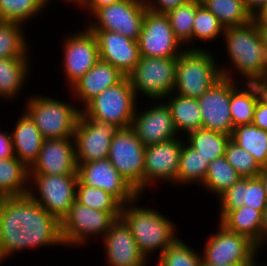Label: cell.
<instances>
[{
    "instance_id": "1",
    "label": "cell",
    "mask_w": 267,
    "mask_h": 266,
    "mask_svg": "<svg viewBox=\"0 0 267 266\" xmlns=\"http://www.w3.org/2000/svg\"><path fill=\"white\" fill-rule=\"evenodd\" d=\"M65 246L61 221L28 194L0 197V263L15 253Z\"/></svg>"
},
{
    "instance_id": "2",
    "label": "cell",
    "mask_w": 267,
    "mask_h": 266,
    "mask_svg": "<svg viewBox=\"0 0 267 266\" xmlns=\"http://www.w3.org/2000/svg\"><path fill=\"white\" fill-rule=\"evenodd\" d=\"M228 57L227 65L219 66L221 76L239 83H258L267 69V57L259 24L253 19L241 26L225 27L222 35ZM230 63V66H229ZM234 71H237V73ZM246 81H245V80ZM244 80V81H243Z\"/></svg>"
},
{
    "instance_id": "3",
    "label": "cell",
    "mask_w": 267,
    "mask_h": 266,
    "mask_svg": "<svg viewBox=\"0 0 267 266\" xmlns=\"http://www.w3.org/2000/svg\"><path fill=\"white\" fill-rule=\"evenodd\" d=\"M141 198L140 195L123 205L121 218L130 227L140 252L149 261L153 253L158 251L160 256L178 238L176 232L179 230L170 218L157 209L139 205Z\"/></svg>"
},
{
    "instance_id": "4",
    "label": "cell",
    "mask_w": 267,
    "mask_h": 266,
    "mask_svg": "<svg viewBox=\"0 0 267 266\" xmlns=\"http://www.w3.org/2000/svg\"><path fill=\"white\" fill-rule=\"evenodd\" d=\"M212 50L185 49L177 58L174 93L198 99L222 76Z\"/></svg>"
},
{
    "instance_id": "5",
    "label": "cell",
    "mask_w": 267,
    "mask_h": 266,
    "mask_svg": "<svg viewBox=\"0 0 267 266\" xmlns=\"http://www.w3.org/2000/svg\"><path fill=\"white\" fill-rule=\"evenodd\" d=\"M26 99L23 111L30 116L44 139L73 137L81 113L80 105L41 94Z\"/></svg>"
},
{
    "instance_id": "6",
    "label": "cell",
    "mask_w": 267,
    "mask_h": 266,
    "mask_svg": "<svg viewBox=\"0 0 267 266\" xmlns=\"http://www.w3.org/2000/svg\"><path fill=\"white\" fill-rule=\"evenodd\" d=\"M138 103L130 81L125 76L119 83L106 88L91 99L81 108V114L123 129L131 127Z\"/></svg>"
},
{
    "instance_id": "7",
    "label": "cell",
    "mask_w": 267,
    "mask_h": 266,
    "mask_svg": "<svg viewBox=\"0 0 267 266\" xmlns=\"http://www.w3.org/2000/svg\"><path fill=\"white\" fill-rule=\"evenodd\" d=\"M218 230L207 237L202 261L206 264L258 266V249L247 236L229 231L218 221ZM257 256V257H256Z\"/></svg>"
},
{
    "instance_id": "8",
    "label": "cell",
    "mask_w": 267,
    "mask_h": 266,
    "mask_svg": "<svg viewBox=\"0 0 267 266\" xmlns=\"http://www.w3.org/2000/svg\"><path fill=\"white\" fill-rule=\"evenodd\" d=\"M177 58L141 57L127 75L138 99L163 100L174 91Z\"/></svg>"
},
{
    "instance_id": "9",
    "label": "cell",
    "mask_w": 267,
    "mask_h": 266,
    "mask_svg": "<svg viewBox=\"0 0 267 266\" xmlns=\"http://www.w3.org/2000/svg\"><path fill=\"white\" fill-rule=\"evenodd\" d=\"M77 175L29 174L28 195L60 221L76 201Z\"/></svg>"
},
{
    "instance_id": "10",
    "label": "cell",
    "mask_w": 267,
    "mask_h": 266,
    "mask_svg": "<svg viewBox=\"0 0 267 266\" xmlns=\"http://www.w3.org/2000/svg\"><path fill=\"white\" fill-rule=\"evenodd\" d=\"M120 217L121 213L94 210L75 201L61 221V235L65 247L86 246L95 236L103 238Z\"/></svg>"
},
{
    "instance_id": "11",
    "label": "cell",
    "mask_w": 267,
    "mask_h": 266,
    "mask_svg": "<svg viewBox=\"0 0 267 266\" xmlns=\"http://www.w3.org/2000/svg\"><path fill=\"white\" fill-rule=\"evenodd\" d=\"M146 146L131 128L119 129L111 139L108 159L142 196L144 194V157Z\"/></svg>"
},
{
    "instance_id": "12",
    "label": "cell",
    "mask_w": 267,
    "mask_h": 266,
    "mask_svg": "<svg viewBox=\"0 0 267 266\" xmlns=\"http://www.w3.org/2000/svg\"><path fill=\"white\" fill-rule=\"evenodd\" d=\"M147 11L144 0H120L96 10L86 24L89 30L117 32L137 41ZM94 21V22H93Z\"/></svg>"
},
{
    "instance_id": "13",
    "label": "cell",
    "mask_w": 267,
    "mask_h": 266,
    "mask_svg": "<svg viewBox=\"0 0 267 266\" xmlns=\"http://www.w3.org/2000/svg\"><path fill=\"white\" fill-rule=\"evenodd\" d=\"M79 31V33H78ZM76 33L64 36L61 53L62 69L65 73L66 84L70 88L99 60L98 42L95 34L86 26Z\"/></svg>"
},
{
    "instance_id": "14",
    "label": "cell",
    "mask_w": 267,
    "mask_h": 266,
    "mask_svg": "<svg viewBox=\"0 0 267 266\" xmlns=\"http://www.w3.org/2000/svg\"><path fill=\"white\" fill-rule=\"evenodd\" d=\"M137 42L141 57L178 58L186 49L175 37L167 16L148 9Z\"/></svg>"
},
{
    "instance_id": "15",
    "label": "cell",
    "mask_w": 267,
    "mask_h": 266,
    "mask_svg": "<svg viewBox=\"0 0 267 266\" xmlns=\"http://www.w3.org/2000/svg\"><path fill=\"white\" fill-rule=\"evenodd\" d=\"M119 129L112 123L86 118L80 113L73 135L77 163L108 158L111 139Z\"/></svg>"
},
{
    "instance_id": "16",
    "label": "cell",
    "mask_w": 267,
    "mask_h": 266,
    "mask_svg": "<svg viewBox=\"0 0 267 266\" xmlns=\"http://www.w3.org/2000/svg\"><path fill=\"white\" fill-rule=\"evenodd\" d=\"M176 137L158 144L148 145L144 157V191L157 182L175 185L183 143ZM147 188V190H146Z\"/></svg>"
},
{
    "instance_id": "17",
    "label": "cell",
    "mask_w": 267,
    "mask_h": 266,
    "mask_svg": "<svg viewBox=\"0 0 267 266\" xmlns=\"http://www.w3.org/2000/svg\"><path fill=\"white\" fill-rule=\"evenodd\" d=\"M77 164L78 180L83 185L104 190L122 205L130 203L140 196L120 175L108 158Z\"/></svg>"
},
{
    "instance_id": "18",
    "label": "cell",
    "mask_w": 267,
    "mask_h": 266,
    "mask_svg": "<svg viewBox=\"0 0 267 266\" xmlns=\"http://www.w3.org/2000/svg\"><path fill=\"white\" fill-rule=\"evenodd\" d=\"M238 83L239 81L222 76L197 99L202 116V128L232 135L230 98L231 90Z\"/></svg>"
},
{
    "instance_id": "19",
    "label": "cell",
    "mask_w": 267,
    "mask_h": 266,
    "mask_svg": "<svg viewBox=\"0 0 267 266\" xmlns=\"http://www.w3.org/2000/svg\"><path fill=\"white\" fill-rule=\"evenodd\" d=\"M153 102L142 111H138L137 105L131 124L136 136L145 146L180 136L167 103L164 100H153Z\"/></svg>"
},
{
    "instance_id": "20",
    "label": "cell",
    "mask_w": 267,
    "mask_h": 266,
    "mask_svg": "<svg viewBox=\"0 0 267 266\" xmlns=\"http://www.w3.org/2000/svg\"><path fill=\"white\" fill-rule=\"evenodd\" d=\"M77 166L73 137L44 139L29 174L77 175Z\"/></svg>"
},
{
    "instance_id": "21",
    "label": "cell",
    "mask_w": 267,
    "mask_h": 266,
    "mask_svg": "<svg viewBox=\"0 0 267 266\" xmlns=\"http://www.w3.org/2000/svg\"><path fill=\"white\" fill-rule=\"evenodd\" d=\"M100 240L106 253L107 266H147L149 263L140 252L130 227L121 217Z\"/></svg>"
},
{
    "instance_id": "22",
    "label": "cell",
    "mask_w": 267,
    "mask_h": 266,
    "mask_svg": "<svg viewBox=\"0 0 267 266\" xmlns=\"http://www.w3.org/2000/svg\"><path fill=\"white\" fill-rule=\"evenodd\" d=\"M90 31L98 42L99 59L113 65L125 76L136 67L141 58L137 41L117 32Z\"/></svg>"
},
{
    "instance_id": "23",
    "label": "cell",
    "mask_w": 267,
    "mask_h": 266,
    "mask_svg": "<svg viewBox=\"0 0 267 266\" xmlns=\"http://www.w3.org/2000/svg\"><path fill=\"white\" fill-rule=\"evenodd\" d=\"M217 199L220 206L218 220L229 210L241 208L243 205L259 210L262 213L267 208L265 190L259 177H241Z\"/></svg>"
},
{
    "instance_id": "24",
    "label": "cell",
    "mask_w": 267,
    "mask_h": 266,
    "mask_svg": "<svg viewBox=\"0 0 267 266\" xmlns=\"http://www.w3.org/2000/svg\"><path fill=\"white\" fill-rule=\"evenodd\" d=\"M125 77L116 67L99 59L70 88L74 101L82 103V108L95 96L99 95L108 87L114 86ZM77 98V99H76ZM76 99V100H75Z\"/></svg>"
},
{
    "instance_id": "25",
    "label": "cell",
    "mask_w": 267,
    "mask_h": 266,
    "mask_svg": "<svg viewBox=\"0 0 267 266\" xmlns=\"http://www.w3.org/2000/svg\"><path fill=\"white\" fill-rule=\"evenodd\" d=\"M23 112L12 128L11 142L14 156L29 168L38 158L44 138L30 116Z\"/></svg>"
},
{
    "instance_id": "26",
    "label": "cell",
    "mask_w": 267,
    "mask_h": 266,
    "mask_svg": "<svg viewBox=\"0 0 267 266\" xmlns=\"http://www.w3.org/2000/svg\"><path fill=\"white\" fill-rule=\"evenodd\" d=\"M31 57L0 59V99L12 100L19 97L22 87L28 84Z\"/></svg>"
},
{
    "instance_id": "27",
    "label": "cell",
    "mask_w": 267,
    "mask_h": 266,
    "mask_svg": "<svg viewBox=\"0 0 267 266\" xmlns=\"http://www.w3.org/2000/svg\"><path fill=\"white\" fill-rule=\"evenodd\" d=\"M261 95L258 83H238L231 90L230 115L233 128L252 124L255 107Z\"/></svg>"
},
{
    "instance_id": "28",
    "label": "cell",
    "mask_w": 267,
    "mask_h": 266,
    "mask_svg": "<svg viewBox=\"0 0 267 266\" xmlns=\"http://www.w3.org/2000/svg\"><path fill=\"white\" fill-rule=\"evenodd\" d=\"M171 113L174 126L180 136L202 128V116L197 99L171 93L163 99ZM182 133V134H181Z\"/></svg>"
},
{
    "instance_id": "29",
    "label": "cell",
    "mask_w": 267,
    "mask_h": 266,
    "mask_svg": "<svg viewBox=\"0 0 267 266\" xmlns=\"http://www.w3.org/2000/svg\"><path fill=\"white\" fill-rule=\"evenodd\" d=\"M219 222L229 231L247 236L260 252V231L263 222L261 211L243 205L241 208L229 210Z\"/></svg>"
},
{
    "instance_id": "30",
    "label": "cell",
    "mask_w": 267,
    "mask_h": 266,
    "mask_svg": "<svg viewBox=\"0 0 267 266\" xmlns=\"http://www.w3.org/2000/svg\"><path fill=\"white\" fill-rule=\"evenodd\" d=\"M29 191V168L15 156L0 159V197L23 196Z\"/></svg>"
},
{
    "instance_id": "31",
    "label": "cell",
    "mask_w": 267,
    "mask_h": 266,
    "mask_svg": "<svg viewBox=\"0 0 267 266\" xmlns=\"http://www.w3.org/2000/svg\"><path fill=\"white\" fill-rule=\"evenodd\" d=\"M211 161L204 158L199 152L190 147L186 142L183 143V148L179 160L178 175L175 179L176 184L183 186L195 183L202 186L207 174V169Z\"/></svg>"
},
{
    "instance_id": "32",
    "label": "cell",
    "mask_w": 267,
    "mask_h": 266,
    "mask_svg": "<svg viewBox=\"0 0 267 266\" xmlns=\"http://www.w3.org/2000/svg\"><path fill=\"white\" fill-rule=\"evenodd\" d=\"M200 4V0H187L177 8L165 13L175 37L186 49H206L192 45L193 22L196 16V9Z\"/></svg>"
},
{
    "instance_id": "33",
    "label": "cell",
    "mask_w": 267,
    "mask_h": 266,
    "mask_svg": "<svg viewBox=\"0 0 267 266\" xmlns=\"http://www.w3.org/2000/svg\"><path fill=\"white\" fill-rule=\"evenodd\" d=\"M231 140L248 151L258 164L267 168V131L253 124L233 128Z\"/></svg>"
},
{
    "instance_id": "34",
    "label": "cell",
    "mask_w": 267,
    "mask_h": 266,
    "mask_svg": "<svg viewBox=\"0 0 267 266\" xmlns=\"http://www.w3.org/2000/svg\"><path fill=\"white\" fill-rule=\"evenodd\" d=\"M187 144L211 162L223 157L231 136L209 129L199 128L186 135Z\"/></svg>"
},
{
    "instance_id": "35",
    "label": "cell",
    "mask_w": 267,
    "mask_h": 266,
    "mask_svg": "<svg viewBox=\"0 0 267 266\" xmlns=\"http://www.w3.org/2000/svg\"><path fill=\"white\" fill-rule=\"evenodd\" d=\"M23 25L15 21H0V59L30 57L28 50L31 46Z\"/></svg>"
},
{
    "instance_id": "36",
    "label": "cell",
    "mask_w": 267,
    "mask_h": 266,
    "mask_svg": "<svg viewBox=\"0 0 267 266\" xmlns=\"http://www.w3.org/2000/svg\"><path fill=\"white\" fill-rule=\"evenodd\" d=\"M224 27L241 26L254 18L247 11L243 0H200Z\"/></svg>"
},
{
    "instance_id": "37",
    "label": "cell",
    "mask_w": 267,
    "mask_h": 266,
    "mask_svg": "<svg viewBox=\"0 0 267 266\" xmlns=\"http://www.w3.org/2000/svg\"><path fill=\"white\" fill-rule=\"evenodd\" d=\"M240 178L241 176L223 156L213 160L209 164L206 177L201 187L219 197Z\"/></svg>"
},
{
    "instance_id": "38",
    "label": "cell",
    "mask_w": 267,
    "mask_h": 266,
    "mask_svg": "<svg viewBox=\"0 0 267 266\" xmlns=\"http://www.w3.org/2000/svg\"><path fill=\"white\" fill-rule=\"evenodd\" d=\"M46 8L44 0H0V21L25 23Z\"/></svg>"
},
{
    "instance_id": "39",
    "label": "cell",
    "mask_w": 267,
    "mask_h": 266,
    "mask_svg": "<svg viewBox=\"0 0 267 266\" xmlns=\"http://www.w3.org/2000/svg\"><path fill=\"white\" fill-rule=\"evenodd\" d=\"M76 201L94 210L121 213L122 204L102 189L83 185L79 180L76 188Z\"/></svg>"
},
{
    "instance_id": "40",
    "label": "cell",
    "mask_w": 267,
    "mask_h": 266,
    "mask_svg": "<svg viewBox=\"0 0 267 266\" xmlns=\"http://www.w3.org/2000/svg\"><path fill=\"white\" fill-rule=\"evenodd\" d=\"M202 254L178 237L158 257L157 266H200Z\"/></svg>"
},
{
    "instance_id": "41",
    "label": "cell",
    "mask_w": 267,
    "mask_h": 266,
    "mask_svg": "<svg viewBox=\"0 0 267 266\" xmlns=\"http://www.w3.org/2000/svg\"><path fill=\"white\" fill-rule=\"evenodd\" d=\"M224 26L219 22L218 18L210 12L203 4L196 9V16L193 22L192 44L195 41L214 42L216 38L224 32Z\"/></svg>"
},
{
    "instance_id": "42",
    "label": "cell",
    "mask_w": 267,
    "mask_h": 266,
    "mask_svg": "<svg viewBox=\"0 0 267 266\" xmlns=\"http://www.w3.org/2000/svg\"><path fill=\"white\" fill-rule=\"evenodd\" d=\"M224 157L241 177H258L263 170L248 151L231 139L226 145Z\"/></svg>"
},
{
    "instance_id": "43",
    "label": "cell",
    "mask_w": 267,
    "mask_h": 266,
    "mask_svg": "<svg viewBox=\"0 0 267 266\" xmlns=\"http://www.w3.org/2000/svg\"><path fill=\"white\" fill-rule=\"evenodd\" d=\"M187 0H144L148 10L156 13H166L167 11L177 8Z\"/></svg>"
},
{
    "instance_id": "44",
    "label": "cell",
    "mask_w": 267,
    "mask_h": 266,
    "mask_svg": "<svg viewBox=\"0 0 267 266\" xmlns=\"http://www.w3.org/2000/svg\"><path fill=\"white\" fill-rule=\"evenodd\" d=\"M252 124L267 131V99L263 95L258 98Z\"/></svg>"
},
{
    "instance_id": "45",
    "label": "cell",
    "mask_w": 267,
    "mask_h": 266,
    "mask_svg": "<svg viewBox=\"0 0 267 266\" xmlns=\"http://www.w3.org/2000/svg\"><path fill=\"white\" fill-rule=\"evenodd\" d=\"M14 156L11 142V134L7 131H0V159Z\"/></svg>"
},
{
    "instance_id": "46",
    "label": "cell",
    "mask_w": 267,
    "mask_h": 266,
    "mask_svg": "<svg viewBox=\"0 0 267 266\" xmlns=\"http://www.w3.org/2000/svg\"><path fill=\"white\" fill-rule=\"evenodd\" d=\"M120 0H86L81 12H86L84 11L85 9L88 11V19H90L91 15L101 7L107 6L114 4Z\"/></svg>"
},
{
    "instance_id": "47",
    "label": "cell",
    "mask_w": 267,
    "mask_h": 266,
    "mask_svg": "<svg viewBox=\"0 0 267 266\" xmlns=\"http://www.w3.org/2000/svg\"><path fill=\"white\" fill-rule=\"evenodd\" d=\"M247 11L254 18L260 10L267 4V0H243Z\"/></svg>"
},
{
    "instance_id": "48",
    "label": "cell",
    "mask_w": 267,
    "mask_h": 266,
    "mask_svg": "<svg viewBox=\"0 0 267 266\" xmlns=\"http://www.w3.org/2000/svg\"><path fill=\"white\" fill-rule=\"evenodd\" d=\"M266 242H267V208L263 212V222H262V228L260 231V250L261 248H263Z\"/></svg>"
},
{
    "instance_id": "49",
    "label": "cell",
    "mask_w": 267,
    "mask_h": 266,
    "mask_svg": "<svg viewBox=\"0 0 267 266\" xmlns=\"http://www.w3.org/2000/svg\"><path fill=\"white\" fill-rule=\"evenodd\" d=\"M254 20L259 24V26H267V4L254 17Z\"/></svg>"
},
{
    "instance_id": "50",
    "label": "cell",
    "mask_w": 267,
    "mask_h": 266,
    "mask_svg": "<svg viewBox=\"0 0 267 266\" xmlns=\"http://www.w3.org/2000/svg\"><path fill=\"white\" fill-rule=\"evenodd\" d=\"M262 95L267 99V69L263 75V78L258 82Z\"/></svg>"
},
{
    "instance_id": "51",
    "label": "cell",
    "mask_w": 267,
    "mask_h": 266,
    "mask_svg": "<svg viewBox=\"0 0 267 266\" xmlns=\"http://www.w3.org/2000/svg\"><path fill=\"white\" fill-rule=\"evenodd\" d=\"M52 1H54V0H44L46 7H47V6H50L49 4H50V2H52ZM63 1H64L65 3L68 2V4H69V3H72V4H74L75 6H77L76 8H78V9L81 10L86 0H62V2H63ZM79 7H80V8H79Z\"/></svg>"
},
{
    "instance_id": "52",
    "label": "cell",
    "mask_w": 267,
    "mask_h": 266,
    "mask_svg": "<svg viewBox=\"0 0 267 266\" xmlns=\"http://www.w3.org/2000/svg\"><path fill=\"white\" fill-rule=\"evenodd\" d=\"M258 177L262 180L266 199H267V168H264Z\"/></svg>"
},
{
    "instance_id": "53",
    "label": "cell",
    "mask_w": 267,
    "mask_h": 266,
    "mask_svg": "<svg viewBox=\"0 0 267 266\" xmlns=\"http://www.w3.org/2000/svg\"><path fill=\"white\" fill-rule=\"evenodd\" d=\"M260 32L264 41L266 57H267V26H260Z\"/></svg>"
},
{
    "instance_id": "54",
    "label": "cell",
    "mask_w": 267,
    "mask_h": 266,
    "mask_svg": "<svg viewBox=\"0 0 267 266\" xmlns=\"http://www.w3.org/2000/svg\"><path fill=\"white\" fill-rule=\"evenodd\" d=\"M200 266H215V265H210V264H206L202 261ZM223 266H240V265H223Z\"/></svg>"
}]
</instances>
